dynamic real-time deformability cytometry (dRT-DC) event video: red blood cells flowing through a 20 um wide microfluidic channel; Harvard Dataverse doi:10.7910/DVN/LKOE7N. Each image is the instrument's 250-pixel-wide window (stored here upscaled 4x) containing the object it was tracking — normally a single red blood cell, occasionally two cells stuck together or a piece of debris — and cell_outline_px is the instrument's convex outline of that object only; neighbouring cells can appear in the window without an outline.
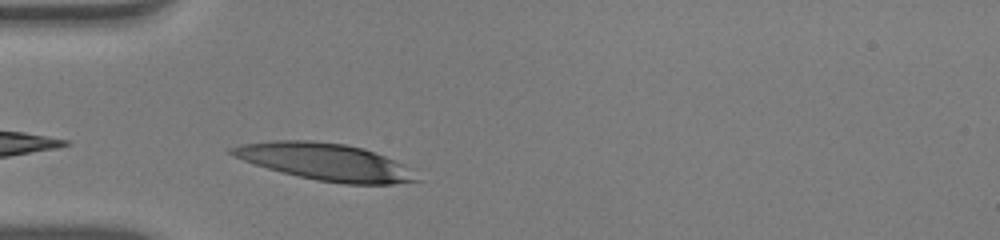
{"species": "human", "species_latin": "Homo sapiens", "temperature_condition": "warm", "stored_images_in_passage": 11, "camera_frame_rate_fps": 3000, "um_per_image_px": 0.085, "donor": {"sex": "male"}, "frame": {"image": 1, "passage_image": 1, "time_ms": 0.0, "image_size_px": [1000, 240], "cell_outline_px": [[420, 180], [392, 184], [344, 184], [316, 180], [268, 168], [232, 156], [228, 152], [228, 148], [240, 144], [272, 140], [312, 140], [344, 144], [364, 148], [404, 164]], "centroid_in_image_um": [27.62, 13.74], "position_along_channel_um": 57.4, "area_um2": 39.54}}
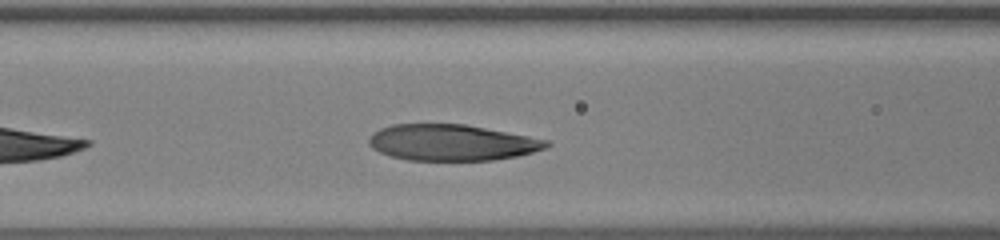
{"frame": {"image": 2, "passage_image": 7, "time_ms": 2.0, "image_size_px": [1000, 240], "cell_outline_px": [[552, 144], [544, 148], [532, 152], [516, 156], [492, 160], [408, 160], [392, 156], [380, 152], [372, 148], [368, 144], [368, 140], [372, 132], [380, 128], [392, 124], [464, 124], [528, 136], [548, 140]], "centroid_in_image_um": [38.36, 12.11], "position_along_channel_um": 128.2, "area_um2": 37.22}}
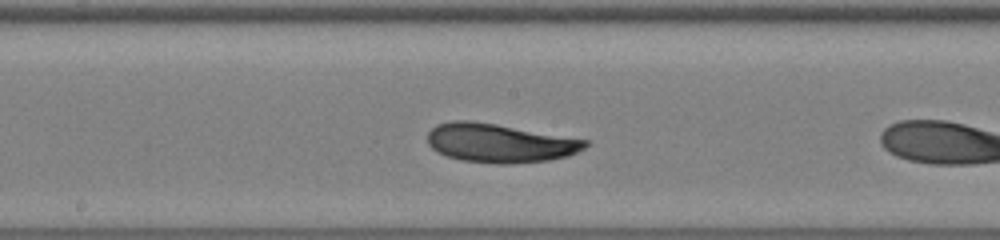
{"frame": {"image": 3, "passage_image": 10, "time_ms": 3.0, "image_size_px": [1000, 240], "cell_outline_px": [[588, 144], [584, 148], [568, 156], [548, 160], [508, 164], [496, 164], [460, 160], [444, 156], [436, 152], [428, 144], [428, 132], [436, 124], [452, 120], [472, 120], [496, 124], [588, 140]], "centroid_in_image_um": [42.41, 12.16], "position_along_channel_um": 205.8, "area_um2": 35.78}}